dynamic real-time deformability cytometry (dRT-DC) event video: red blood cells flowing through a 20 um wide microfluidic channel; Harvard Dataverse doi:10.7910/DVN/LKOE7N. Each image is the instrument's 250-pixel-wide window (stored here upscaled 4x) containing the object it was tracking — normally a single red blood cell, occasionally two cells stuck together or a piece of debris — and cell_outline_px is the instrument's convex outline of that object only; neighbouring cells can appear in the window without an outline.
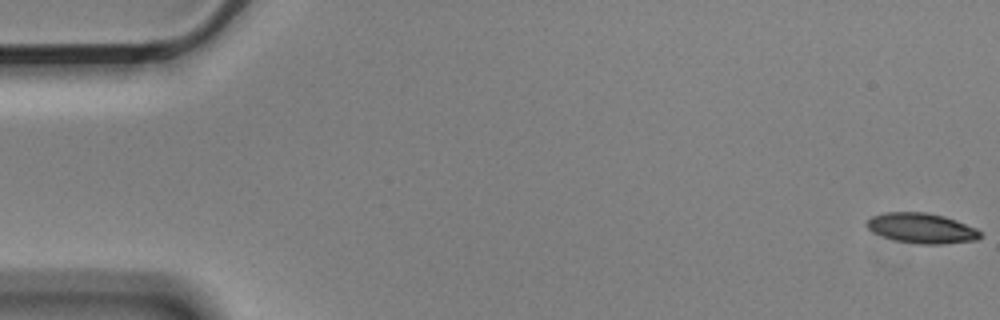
{"species": "Egyptian fruit bat (a non-hibernating species)", "species_latin": "Rousettus aegyptiacus", "temperature_condition": "cold", "stored_images_in_passage": 6, "camera_frame_rate_fps": 3000, "um_per_image_px": 0.085, "animal": {"sex": "male"}, "frame": {"image": 1, "passage_image": 1, "time_ms": 0.0, "image_size_px": [1000, 320], "cell_outline_px": [[980, 236], [976, 240], [940, 244], [920, 244], [892, 240], [872, 232], [864, 224], [872, 216], [884, 212], [924, 212], [944, 216], [956, 220], [976, 228], [980, 232]], "centroid_in_image_um": [78.29, 19.39], "position_along_channel_um": 6.7, "area_um2": 19.94}}
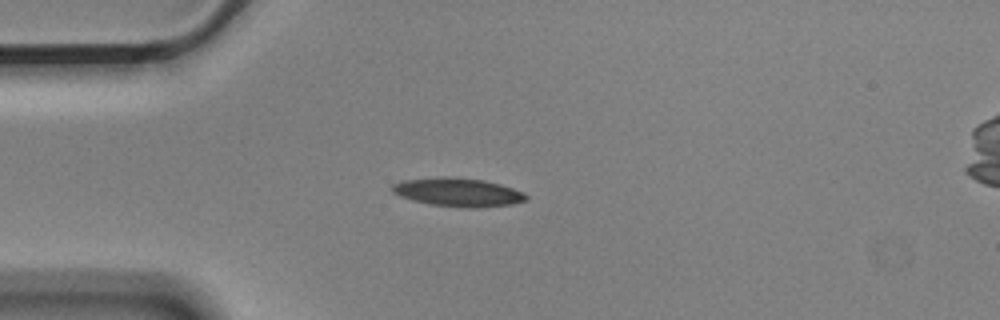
{"frame": {"image": 2, "passage_image": 5, "time_ms": 1.333, "image_size_px": [1000, 320], "cell_outline_px": [[528, 200], [512, 204], [476, 208], [468, 208], [428, 204], [412, 200], [400, 196], [392, 192], [392, 184], [400, 180], [440, 176], [448, 176], [484, 180], [500, 184], [524, 192], [528, 196]], "centroid_in_image_um": [38.91, 16.33], "position_along_channel_um": 46.1, "area_um2": 22.54}}